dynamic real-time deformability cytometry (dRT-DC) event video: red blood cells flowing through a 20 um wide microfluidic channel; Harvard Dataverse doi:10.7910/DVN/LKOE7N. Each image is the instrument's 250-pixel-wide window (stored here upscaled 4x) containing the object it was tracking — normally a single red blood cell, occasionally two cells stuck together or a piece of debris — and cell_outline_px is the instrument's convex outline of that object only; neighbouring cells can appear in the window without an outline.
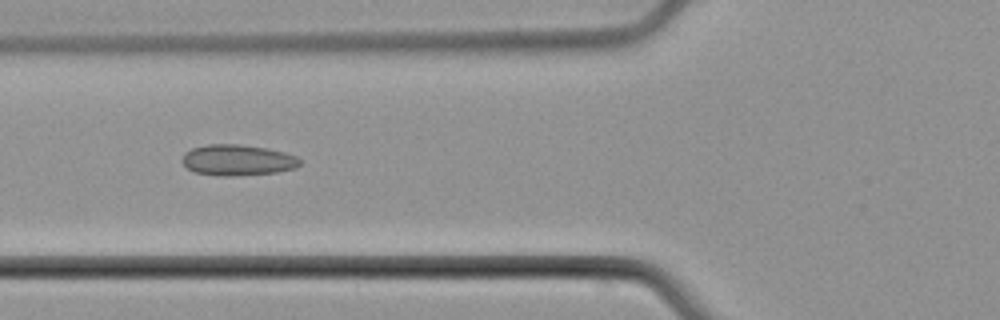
{"species": "common noctule bat (a hibernating species)", "species_latin": "Nyctalus noctula", "temperature_condition": "cold", "stored_images_in_passage": 6, "camera_frame_rate_fps": 3000, "um_per_image_px": 0.085, "animal": {"sex": "male", "body_mass_g": 21.5, "forearm_length_mm": 52.0}, "frame": {"image": 1, "passage_image": 4, "time_ms": 3.667, "image_size_px": [1000, 320], "cell_outline_px": [[304, 160], [296, 168], [276, 172], [236, 176], [216, 176], [196, 172], [188, 168], [180, 160], [184, 152], [192, 148], [208, 144], [240, 144], [268, 148], [284, 152], [296, 156]], "centroid_in_image_um": [20.21, 13.6], "position_along_channel_um": 105.6, "area_um2": 21.5}}
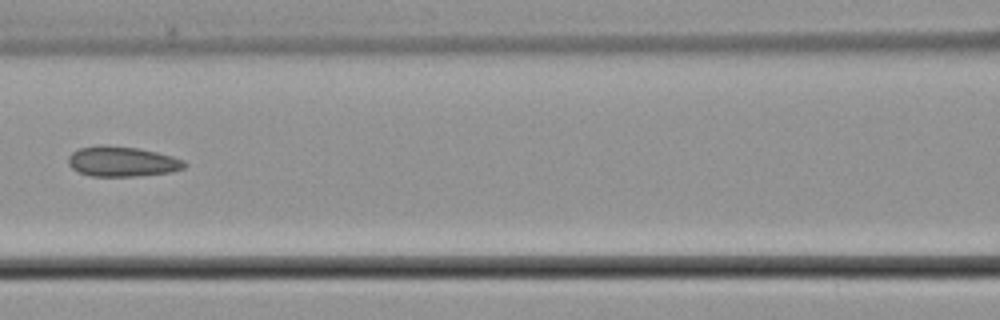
{"frame": {"image": 2, "passage_image": 5, "time_ms": 5.0, "image_size_px": [1000, 320], "cell_outline_px": [[188, 164], [184, 168], [172, 172], [136, 176], [92, 176], [80, 172], [72, 168], [68, 164], [68, 156], [72, 152], [80, 148], [140, 148], [172, 156], [184, 160]], "centroid_in_image_um": [10.45, 13.77], "position_along_channel_um": 156.1, "area_um2": 19.65}}
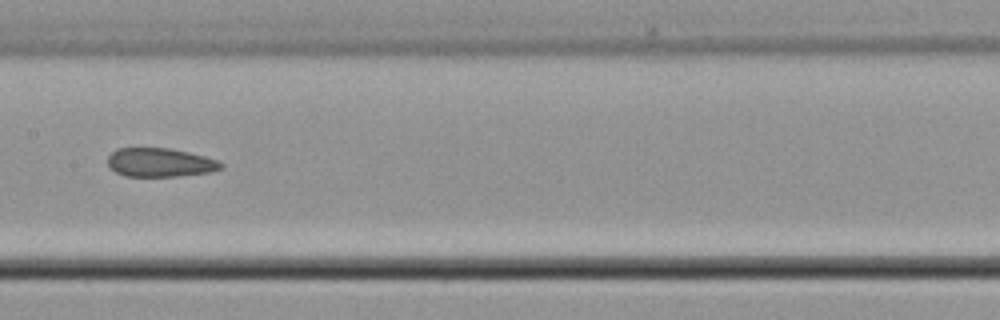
{"frame": {"image": 3, "passage_image": 6, "time_ms": 6.0, "image_size_px": [1000, 320], "cell_outline_px": [[224, 168], [212, 172], [176, 176], [124, 176], [108, 168], [108, 156], [116, 148], [168, 148], [188, 152], [204, 156], [216, 160], [224, 164]], "centroid_in_image_um": [13.59, 13.81], "position_along_channel_um": 193.8, "area_um2": 19.07}}